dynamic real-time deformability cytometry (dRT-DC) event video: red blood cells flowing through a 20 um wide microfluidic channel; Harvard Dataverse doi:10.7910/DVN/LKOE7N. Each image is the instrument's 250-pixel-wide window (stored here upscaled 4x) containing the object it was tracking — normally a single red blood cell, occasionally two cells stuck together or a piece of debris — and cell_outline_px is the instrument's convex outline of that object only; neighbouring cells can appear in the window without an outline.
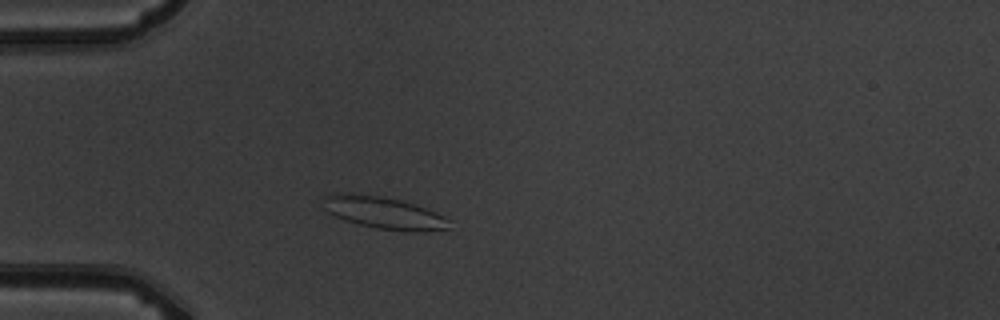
{"species": "common noctule bat (a hibernating species)", "species_latin": "Nyctalus noctula", "temperature_condition": "warm", "stored_images_in_passage": 4, "camera_frame_rate_fps": 3000, "um_per_image_px": 0.085, "animal": {"sex": "male", "body_mass_g": 19.5, "forearm_length_mm": 54.6}, "frame": {"image": 1, "passage_image": 3, "time_ms": 2.333, "image_size_px": [1000, 320], "cell_outline_px": [[452, 220], [448, 228], [424, 232], [412, 232], [376, 228], [360, 224], [336, 216], [328, 212], [324, 208], [320, 200], [320, 196], [348, 192], [352, 192], [400, 200], [416, 204], [436, 212]], "centroid_in_image_um": [32.63, 18.08], "position_along_channel_um": 52.4, "area_um2": 23.76}}